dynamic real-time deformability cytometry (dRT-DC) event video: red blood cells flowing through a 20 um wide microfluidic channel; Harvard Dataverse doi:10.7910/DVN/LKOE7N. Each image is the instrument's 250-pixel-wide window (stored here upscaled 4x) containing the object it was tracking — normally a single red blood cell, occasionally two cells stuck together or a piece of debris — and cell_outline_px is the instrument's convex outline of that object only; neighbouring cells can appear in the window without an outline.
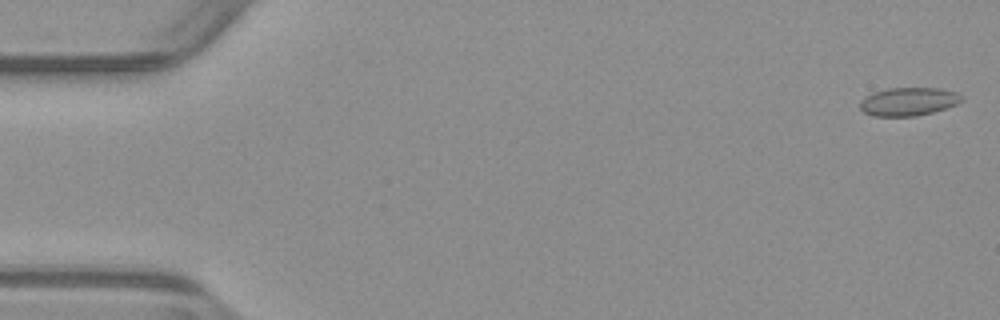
{"species": "common noctule bat (a hibernating species)", "species_latin": "Nyctalus noctula", "temperature_condition": "warm", "stored_images_in_passage": 53, "camera_frame_rate_fps": 3000, "um_per_image_px": 0.085, "animal": {"sex": "male", "body_mass_g": 23.1, "forearm_length_mm": 52.7}, "frame": {"image": 1, "passage_image": 1, "time_ms": 0.0, "image_size_px": [1000, 320], "cell_outline_px": [[964, 100], [956, 104], [932, 112], [916, 116], [872, 116], [864, 112], [860, 108], [860, 100], [864, 96], [872, 92], [888, 88], [940, 88], [956, 92], [964, 96]], "centroid_in_image_um": [77.2, 8.62], "position_along_channel_um": 7.8, "area_um2": 16.88}}
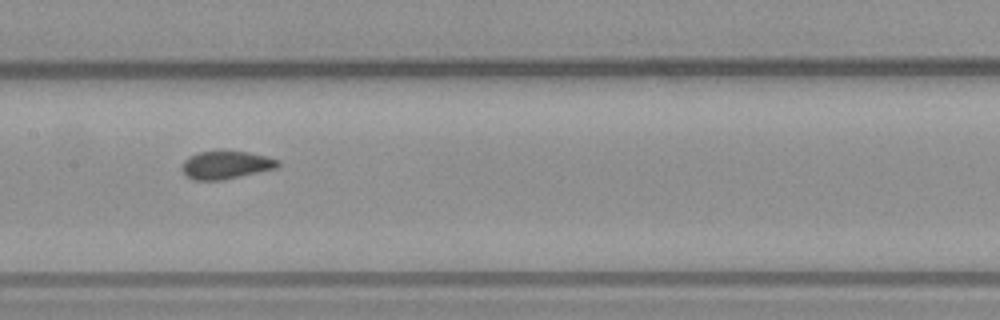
{"frame": {"image": 2, "passage_image": 26, "time_ms": 8.333, "image_size_px": [1000, 320], "cell_outline_px": [[284, 164], [276, 168], [240, 176], [220, 180], [196, 180], [188, 176], [180, 168], [184, 160], [200, 152], [248, 152], [268, 156], [280, 160]], "centroid_in_image_um": [19.28, 14.02], "position_along_channel_um": 188.1, "area_um2": 15.37}}
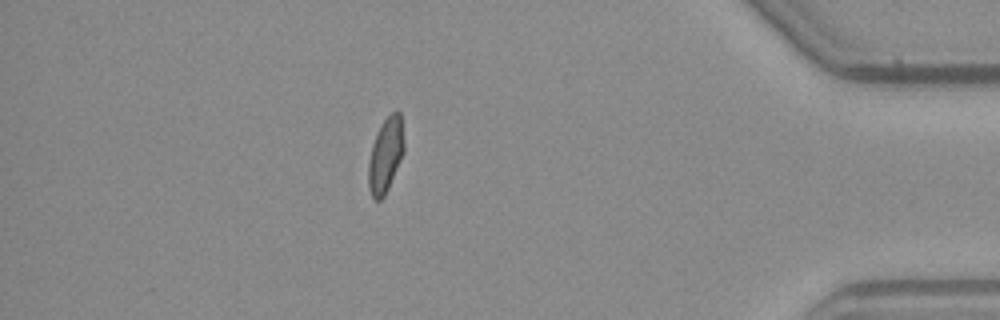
{"frame": {"image": 3, "passage_image": 46, "time_ms": 15.0, "image_size_px": [1000, 320], "cell_outline_px": [[404, 152], [388, 188], [384, 196], [380, 200], [372, 200], [368, 188], [368, 164], [372, 144], [380, 124], [392, 112], [400, 112], [404, 144]], "centroid_in_image_um": [32.75, 13.21], "position_along_channel_um": 402.4, "area_um2": 15.49}}